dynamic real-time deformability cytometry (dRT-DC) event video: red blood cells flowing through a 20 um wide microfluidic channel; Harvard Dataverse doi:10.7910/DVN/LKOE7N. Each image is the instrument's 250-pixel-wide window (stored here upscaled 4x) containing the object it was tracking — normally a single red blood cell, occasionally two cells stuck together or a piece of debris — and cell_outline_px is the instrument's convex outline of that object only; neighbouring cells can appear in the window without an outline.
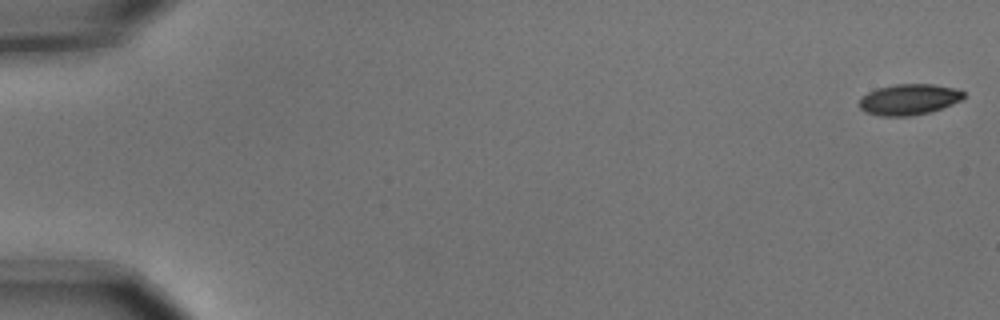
{"species": "common noctule bat (a hibernating species)", "species_latin": "Nyctalus noctula", "temperature_condition": "cold", "stored_images_in_passage": 5, "camera_frame_rate_fps": 3000, "um_per_image_px": 0.085, "animal": {"sex": "male", "body_mass_g": 15.6}, "frame": {"image": 1, "passage_image": 1, "time_ms": 0.0, "image_size_px": [1000, 320], "cell_outline_px": [[964, 96], [960, 100], [952, 104], [932, 112], [912, 116], [880, 116], [868, 112], [860, 108], [860, 96], [876, 88], [896, 84], [932, 84], [956, 88], [964, 92]], "centroid_in_image_um": [77.26, 8.45], "position_along_channel_um": 7.7, "area_um2": 18.84}}
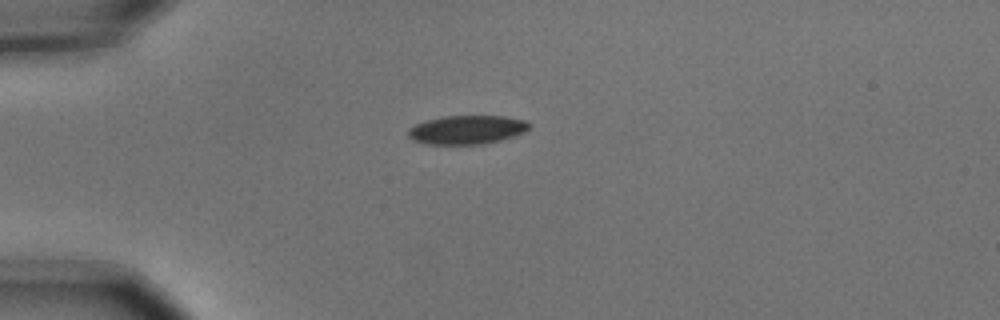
{"frame": {"image": 2, "passage_image": 5, "time_ms": 1.333, "image_size_px": [1000, 320], "cell_outline_px": [[532, 124], [528, 128], [512, 136], [500, 140], [484, 144], [428, 144], [412, 140], [408, 136], [408, 128], [416, 124], [428, 120], [444, 116], [504, 116], [524, 120]], "centroid_in_image_um": [39.65, 11.03], "position_along_channel_um": 45.3, "area_um2": 20.06}}